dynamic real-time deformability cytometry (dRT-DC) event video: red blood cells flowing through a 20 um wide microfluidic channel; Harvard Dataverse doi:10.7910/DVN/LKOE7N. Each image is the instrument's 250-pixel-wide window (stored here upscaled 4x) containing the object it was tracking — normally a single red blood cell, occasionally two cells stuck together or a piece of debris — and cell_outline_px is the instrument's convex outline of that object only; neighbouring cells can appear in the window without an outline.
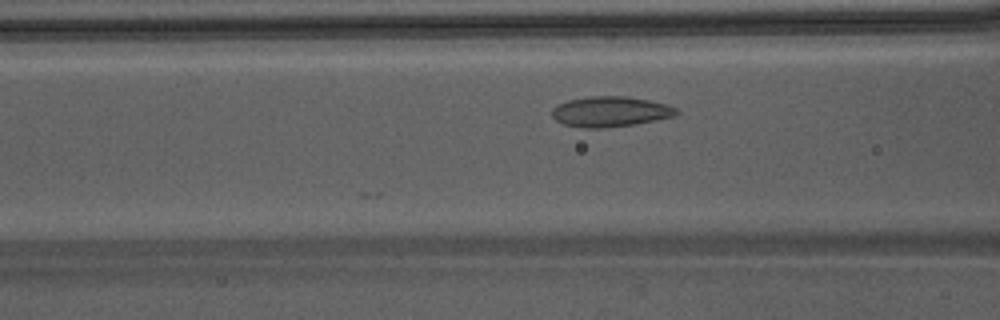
{"species": "Egyptian fruit bat (a non-hibernating species)", "species_latin": "Rousettus aegyptiacus", "temperature_condition": "warm", "stored_images_in_passage": 35, "camera_frame_rate_fps": 3000, "um_per_image_px": 0.085, "animal": {"sex": "male"}, "frame": {"image": 1, "passage_image": 8, "time_ms": 2.333, "image_size_px": [1000, 320], "cell_outline_px": [[680, 112], [676, 116], [636, 124], [600, 128], [584, 128], [564, 124], [556, 120], [552, 116], [552, 108], [568, 100], [588, 96], [624, 96], [648, 100], [668, 104], [676, 108]], "centroid_in_image_um": [51.91, 9.49], "position_along_channel_um": 114.7, "area_um2": 22.02}}
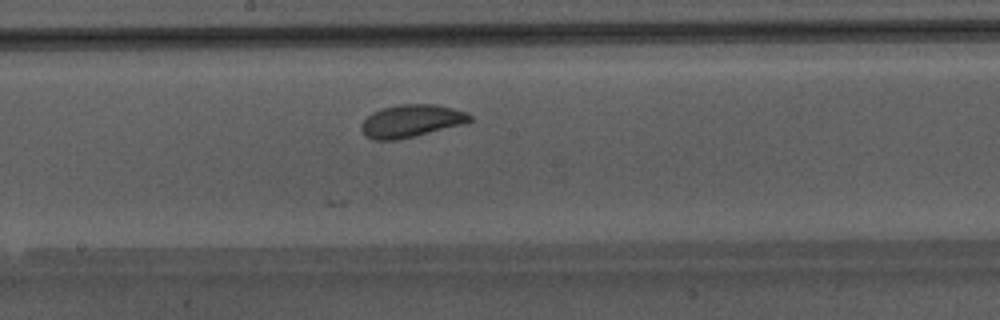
{"frame": {"image": 2, "passage_image": 15, "time_ms": 4.667, "image_size_px": [1000, 320], "cell_outline_px": [[472, 120], [468, 124], [396, 140], [376, 140], [368, 136], [360, 128], [360, 124], [372, 112], [380, 108], [400, 104], [436, 104], [468, 112], [472, 116]], "centroid_in_image_um": [35.01, 10.27], "position_along_channel_um": 213.2, "area_um2": 20.81}}
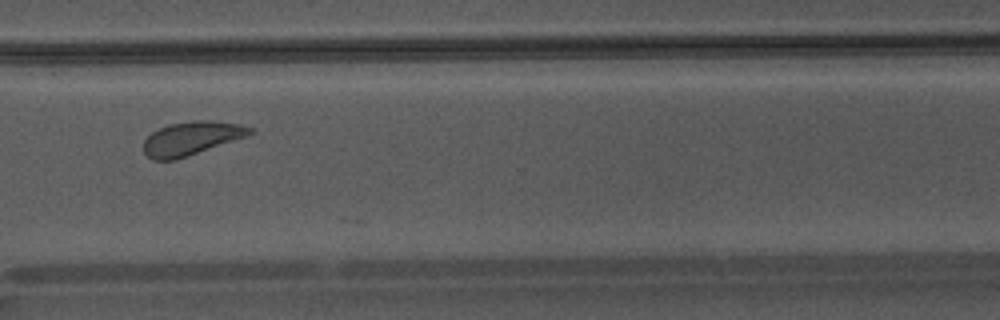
{"frame": {"image": 3, "passage_image": 25, "time_ms": 8.0, "image_size_px": [1000, 320], "cell_outline_px": [[256, 132], [252, 136], [176, 160], [152, 160], [144, 152], [144, 140], [152, 132], [168, 124], [192, 120], [212, 120], [240, 124], [252, 128]], "centroid_in_image_um": [16.36, 11.76], "position_along_channel_um": 354.2, "area_um2": 21.39}}